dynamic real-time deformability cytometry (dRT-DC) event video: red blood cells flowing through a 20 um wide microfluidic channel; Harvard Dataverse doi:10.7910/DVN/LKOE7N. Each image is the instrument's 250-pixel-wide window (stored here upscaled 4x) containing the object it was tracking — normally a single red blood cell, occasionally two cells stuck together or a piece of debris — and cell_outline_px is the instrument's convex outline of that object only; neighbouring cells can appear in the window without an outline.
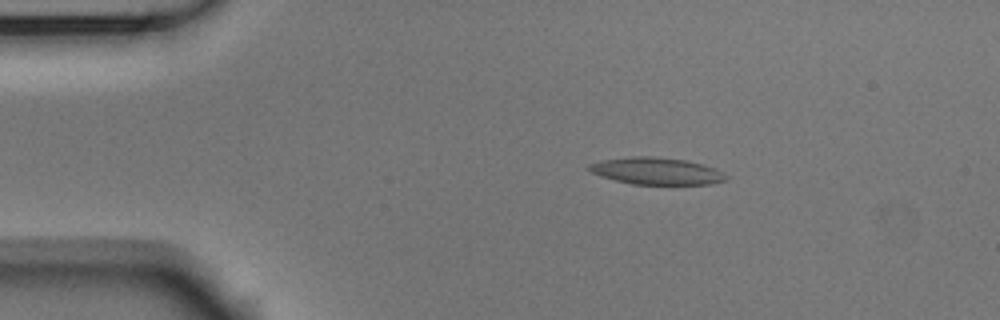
{"species": "Egyptian fruit bat (a non-hibernating species)", "species_latin": "Rousettus aegyptiacus", "temperature_condition": "room temperature", "stored_images_in_passage": 6, "camera_frame_rate_fps": 3000, "um_per_image_px": 0.085, "animal": {"sex": "male"}, "frame": {"image": 1, "passage_image": 2, "time_ms": 0.333, "image_size_px": [1000, 320], "cell_outline_px": [[728, 180], [712, 184], [632, 184], [616, 180], [592, 172], [588, 168], [588, 164], [604, 160], [632, 156], [652, 156], [684, 160], [716, 168], [724, 172], [728, 176]], "centroid_in_image_um": [55.87, 14.54], "position_along_channel_um": 29.1, "area_um2": 21.33}}
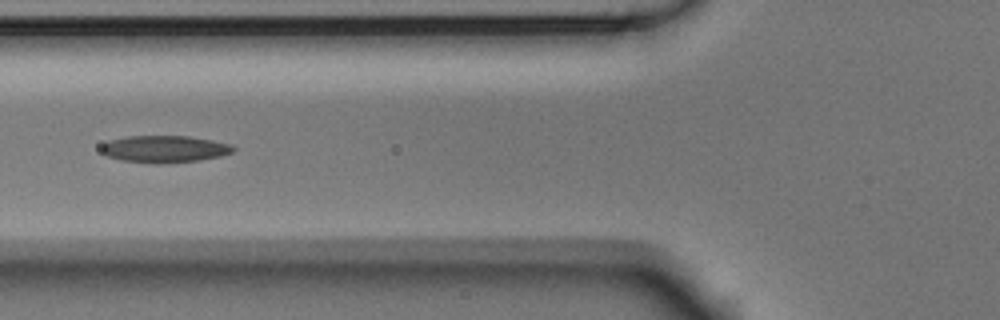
{"frame": {"image": 2, "passage_image": 5, "time_ms": 1.333, "image_size_px": [1000, 320], "cell_outline_px": [[236, 148], [232, 152], [220, 156], [200, 160], [160, 164], [156, 164], [120, 160], [104, 156], [100, 152], [100, 148], [108, 140], [128, 136], [188, 136], [212, 140], [232, 144]], "centroid_in_image_um": [13.95, 12.67], "position_along_channel_um": 111.9, "area_um2": 21.04}}
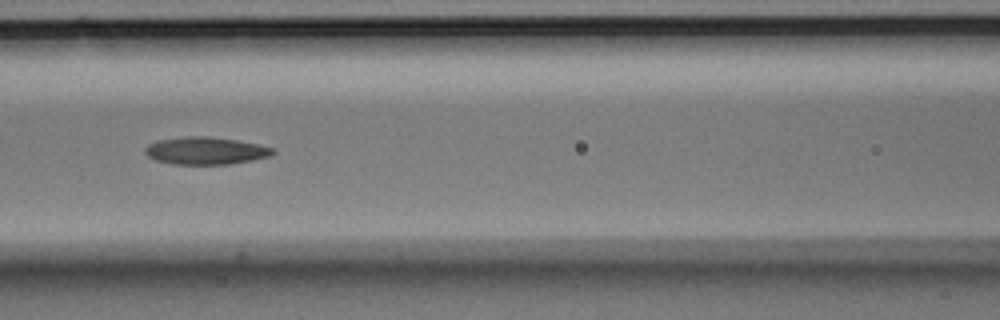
{"frame": {"image": 3, "passage_image": 6, "time_ms": 1.667, "image_size_px": [1000, 320], "cell_outline_px": [[276, 152], [268, 156], [252, 160], [228, 164], [176, 164], [156, 160], [148, 156], [144, 152], [144, 148], [148, 144], [156, 140], [184, 136], [208, 136], [240, 140], [260, 144], [276, 148]], "centroid_in_image_um": [17.5, 12.79], "position_along_channel_um": 149.1, "area_um2": 20.63}}